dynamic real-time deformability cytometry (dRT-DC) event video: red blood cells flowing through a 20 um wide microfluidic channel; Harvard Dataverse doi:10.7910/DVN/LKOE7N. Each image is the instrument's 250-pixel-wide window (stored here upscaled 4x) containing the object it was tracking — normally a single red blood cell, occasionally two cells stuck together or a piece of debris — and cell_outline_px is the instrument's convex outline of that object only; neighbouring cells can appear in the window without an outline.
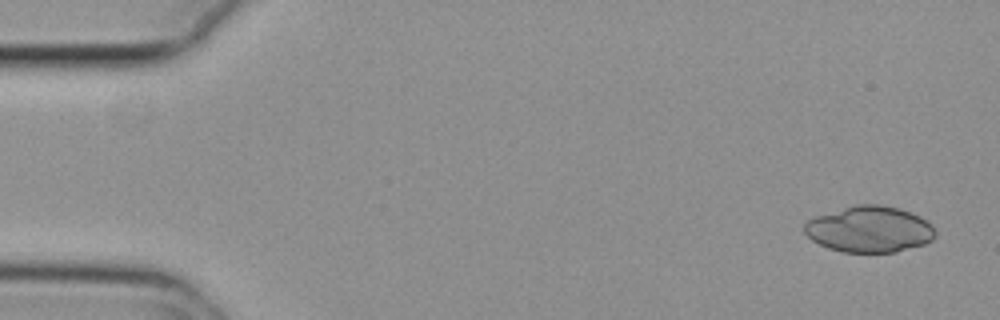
{"species": "common noctule bat (a hibernating species)", "species_latin": "Nyctalus noctula", "temperature_condition": "cold", "stored_images_in_passage": 9, "camera_frame_rate_fps": 3000, "um_per_image_px": 0.085, "animal": {"sex": "female", "body_mass_g": 29.2, "forearm_length_mm": 56.3}, "frame": {"image": 1, "passage_image": 1, "time_ms": 0.0, "image_size_px": [1000, 320], "cell_outline_px": [[936, 236], [932, 240], [924, 244], [896, 252], [840, 252], [828, 248], [812, 240], [804, 232], [804, 224], [808, 220], [816, 216], [856, 204], [880, 204], [900, 208], [912, 212], [920, 216], [932, 224], [936, 232]], "centroid_in_image_um": [73.93, 19.48], "position_along_channel_um": 11.1, "area_um2": 35.43}}